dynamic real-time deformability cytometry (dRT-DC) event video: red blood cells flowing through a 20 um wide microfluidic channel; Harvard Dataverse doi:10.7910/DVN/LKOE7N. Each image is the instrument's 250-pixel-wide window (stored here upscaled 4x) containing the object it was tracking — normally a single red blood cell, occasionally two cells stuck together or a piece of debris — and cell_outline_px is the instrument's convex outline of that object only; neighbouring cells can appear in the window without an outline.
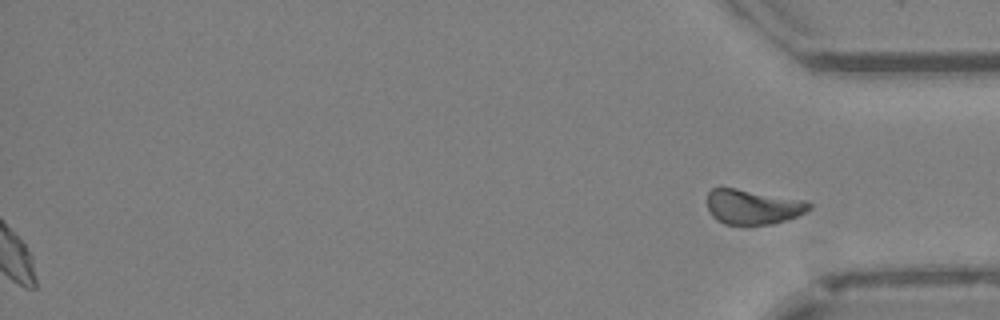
{"species": "Egyptian fruit bat (a non-hibernating species)", "species_latin": "Rousettus aegyptiacus", "temperature_condition": "cold", "stored_images_in_passage": 46, "segment_of_instrument_passage": [2, 2], "camera_frame_rate_fps": 3000, "um_per_image_px": 0.085, "animal": {"sex": "female"}, "frame": {"image": 1, "passage_image": 46, "time_ms": 15.0, "image_size_px": [1000, 320], "cell_outline_px": [[812, 208], [796, 216], [772, 224], [748, 228], [724, 224], [716, 220], [708, 212], [708, 192], [712, 188], [736, 188], [808, 200], [812, 204]], "centroid_in_image_um": [63.99, 17.62], "position_along_channel_um": 371.2, "area_um2": 21.5}}